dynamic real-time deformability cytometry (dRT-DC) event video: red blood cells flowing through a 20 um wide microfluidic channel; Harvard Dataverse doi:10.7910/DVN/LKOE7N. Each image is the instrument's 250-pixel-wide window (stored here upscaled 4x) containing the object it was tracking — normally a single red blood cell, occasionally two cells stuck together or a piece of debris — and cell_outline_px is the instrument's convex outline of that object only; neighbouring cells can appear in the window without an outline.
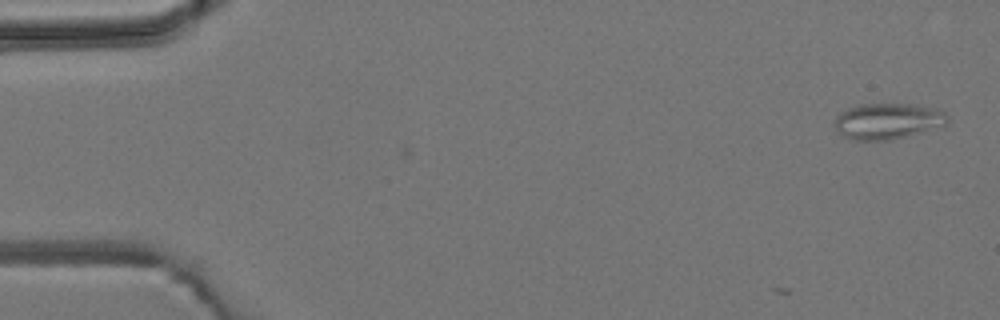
{"species": "common noctule bat (a hibernating species)", "species_latin": "Nyctalus noctula", "temperature_condition": "room temperature", "stored_images_in_passage": 3, "camera_frame_rate_fps": 3000, "um_per_image_px": 0.085, "animal": {"sex": "male", "body_mass_g": 19.2, "forearm_length_mm": 51.8}, "frame": {"image": 1, "passage_image": 1, "time_ms": 0.0, "image_size_px": [1000, 320], "cell_outline_px": [[948, 124], [892, 140], [852, 140], [836, 132], [836, 116], [848, 108], [860, 104], [908, 104], [936, 108], [944, 112], [948, 116]], "centroid_in_image_um": [75.45, 10.3], "position_along_channel_um": 9.5, "area_um2": 23.52}}